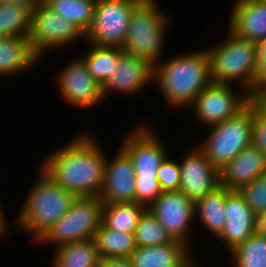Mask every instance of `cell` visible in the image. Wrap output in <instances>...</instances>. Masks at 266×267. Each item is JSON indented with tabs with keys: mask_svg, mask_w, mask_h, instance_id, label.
<instances>
[{
	"mask_svg": "<svg viewBox=\"0 0 266 267\" xmlns=\"http://www.w3.org/2000/svg\"><path fill=\"white\" fill-rule=\"evenodd\" d=\"M81 132V133H80ZM45 154L39 166L76 197L98 196L103 185L107 151L94 132L82 130ZM41 162V163H40Z\"/></svg>",
	"mask_w": 266,
	"mask_h": 267,
	"instance_id": "obj_1",
	"label": "cell"
},
{
	"mask_svg": "<svg viewBox=\"0 0 266 267\" xmlns=\"http://www.w3.org/2000/svg\"><path fill=\"white\" fill-rule=\"evenodd\" d=\"M211 83L210 58L203 47L181 50L170 58L163 57L154 66V85L173 112L188 109Z\"/></svg>",
	"mask_w": 266,
	"mask_h": 267,
	"instance_id": "obj_2",
	"label": "cell"
},
{
	"mask_svg": "<svg viewBox=\"0 0 266 267\" xmlns=\"http://www.w3.org/2000/svg\"><path fill=\"white\" fill-rule=\"evenodd\" d=\"M36 168V180L27 190L18 214L14 216V231L25 233L33 244L67 212L76 199L74 194L56 184L39 165Z\"/></svg>",
	"mask_w": 266,
	"mask_h": 267,
	"instance_id": "obj_3",
	"label": "cell"
},
{
	"mask_svg": "<svg viewBox=\"0 0 266 267\" xmlns=\"http://www.w3.org/2000/svg\"><path fill=\"white\" fill-rule=\"evenodd\" d=\"M226 36L214 46L206 47L210 58L212 83L241 86L253 97L257 95V47L226 28Z\"/></svg>",
	"mask_w": 266,
	"mask_h": 267,
	"instance_id": "obj_4",
	"label": "cell"
},
{
	"mask_svg": "<svg viewBox=\"0 0 266 267\" xmlns=\"http://www.w3.org/2000/svg\"><path fill=\"white\" fill-rule=\"evenodd\" d=\"M170 17L160 8L158 0H141L133 9L122 51L153 66L158 64L165 54Z\"/></svg>",
	"mask_w": 266,
	"mask_h": 267,
	"instance_id": "obj_5",
	"label": "cell"
},
{
	"mask_svg": "<svg viewBox=\"0 0 266 267\" xmlns=\"http://www.w3.org/2000/svg\"><path fill=\"white\" fill-rule=\"evenodd\" d=\"M252 121L253 100L235 116L207 127L208 135L196 146L219 170L252 144Z\"/></svg>",
	"mask_w": 266,
	"mask_h": 267,
	"instance_id": "obj_6",
	"label": "cell"
},
{
	"mask_svg": "<svg viewBox=\"0 0 266 267\" xmlns=\"http://www.w3.org/2000/svg\"><path fill=\"white\" fill-rule=\"evenodd\" d=\"M104 203L98 196L76 197L67 212L35 243L36 246L60 245L94 239L102 224Z\"/></svg>",
	"mask_w": 266,
	"mask_h": 267,
	"instance_id": "obj_7",
	"label": "cell"
},
{
	"mask_svg": "<svg viewBox=\"0 0 266 267\" xmlns=\"http://www.w3.org/2000/svg\"><path fill=\"white\" fill-rule=\"evenodd\" d=\"M28 40L42 59L47 53L85 42V34L73 23L58 15L44 2L31 10V31ZM52 51V52H51Z\"/></svg>",
	"mask_w": 266,
	"mask_h": 267,
	"instance_id": "obj_8",
	"label": "cell"
},
{
	"mask_svg": "<svg viewBox=\"0 0 266 267\" xmlns=\"http://www.w3.org/2000/svg\"><path fill=\"white\" fill-rule=\"evenodd\" d=\"M253 99L254 97L241 86L211 83L198 94L189 111H192L195 121L198 120V123L207 129L235 116Z\"/></svg>",
	"mask_w": 266,
	"mask_h": 267,
	"instance_id": "obj_9",
	"label": "cell"
},
{
	"mask_svg": "<svg viewBox=\"0 0 266 267\" xmlns=\"http://www.w3.org/2000/svg\"><path fill=\"white\" fill-rule=\"evenodd\" d=\"M141 0H99L85 33V43L119 47L125 43L134 7Z\"/></svg>",
	"mask_w": 266,
	"mask_h": 267,
	"instance_id": "obj_10",
	"label": "cell"
},
{
	"mask_svg": "<svg viewBox=\"0 0 266 267\" xmlns=\"http://www.w3.org/2000/svg\"><path fill=\"white\" fill-rule=\"evenodd\" d=\"M150 125L140 122L131 131L127 130L120 141L119 147L130 157L136 177L157 178L161 162L170 153L168 144Z\"/></svg>",
	"mask_w": 266,
	"mask_h": 267,
	"instance_id": "obj_11",
	"label": "cell"
},
{
	"mask_svg": "<svg viewBox=\"0 0 266 267\" xmlns=\"http://www.w3.org/2000/svg\"><path fill=\"white\" fill-rule=\"evenodd\" d=\"M67 63L54 78L60 97L67 105L82 110L101 106L105 102L102 86L89 73L83 59L78 55Z\"/></svg>",
	"mask_w": 266,
	"mask_h": 267,
	"instance_id": "obj_12",
	"label": "cell"
},
{
	"mask_svg": "<svg viewBox=\"0 0 266 267\" xmlns=\"http://www.w3.org/2000/svg\"><path fill=\"white\" fill-rule=\"evenodd\" d=\"M147 209L159 220L173 240L180 241L193 250L194 202L180 190L162 191Z\"/></svg>",
	"mask_w": 266,
	"mask_h": 267,
	"instance_id": "obj_13",
	"label": "cell"
},
{
	"mask_svg": "<svg viewBox=\"0 0 266 267\" xmlns=\"http://www.w3.org/2000/svg\"><path fill=\"white\" fill-rule=\"evenodd\" d=\"M154 85V66L144 59L123 54L118 61L116 71L102 86L104 100L109 96L125 95L139 98L149 85ZM141 93V94H140ZM137 95V96H136Z\"/></svg>",
	"mask_w": 266,
	"mask_h": 267,
	"instance_id": "obj_14",
	"label": "cell"
},
{
	"mask_svg": "<svg viewBox=\"0 0 266 267\" xmlns=\"http://www.w3.org/2000/svg\"><path fill=\"white\" fill-rule=\"evenodd\" d=\"M186 151L179 161L181 169L179 190L195 203L220 187L219 170L198 146H192Z\"/></svg>",
	"mask_w": 266,
	"mask_h": 267,
	"instance_id": "obj_15",
	"label": "cell"
},
{
	"mask_svg": "<svg viewBox=\"0 0 266 267\" xmlns=\"http://www.w3.org/2000/svg\"><path fill=\"white\" fill-rule=\"evenodd\" d=\"M226 222L223 231L216 238L229 254L248 237L259 230V219L247 205L239 191L225 188Z\"/></svg>",
	"mask_w": 266,
	"mask_h": 267,
	"instance_id": "obj_16",
	"label": "cell"
},
{
	"mask_svg": "<svg viewBox=\"0 0 266 267\" xmlns=\"http://www.w3.org/2000/svg\"><path fill=\"white\" fill-rule=\"evenodd\" d=\"M109 156L107 153L98 197L104 204L134 202L136 172L130 157L119 146L116 154Z\"/></svg>",
	"mask_w": 266,
	"mask_h": 267,
	"instance_id": "obj_17",
	"label": "cell"
},
{
	"mask_svg": "<svg viewBox=\"0 0 266 267\" xmlns=\"http://www.w3.org/2000/svg\"><path fill=\"white\" fill-rule=\"evenodd\" d=\"M265 173L266 156L250 144L219 169L220 186L229 191H239Z\"/></svg>",
	"mask_w": 266,
	"mask_h": 267,
	"instance_id": "obj_18",
	"label": "cell"
},
{
	"mask_svg": "<svg viewBox=\"0 0 266 267\" xmlns=\"http://www.w3.org/2000/svg\"><path fill=\"white\" fill-rule=\"evenodd\" d=\"M227 29L237 37L259 42L266 38V4L258 0H234Z\"/></svg>",
	"mask_w": 266,
	"mask_h": 267,
	"instance_id": "obj_19",
	"label": "cell"
},
{
	"mask_svg": "<svg viewBox=\"0 0 266 267\" xmlns=\"http://www.w3.org/2000/svg\"><path fill=\"white\" fill-rule=\"evenodd\" d=\"M191 248L180 241L157 246H137L129 259L133 267H188L195 260Z\"/></svg>",
	"mask_w": 266,
	"mask_h": 267,
	"instance_id": "obj_20",
	"label": "cell"
},
{
	"mask_svg": "<svg viewBox=\"0 0 266 267\" xmlns=\"http://www.w3.org/2000/svg\"><path fill=\"white\" fill-rule=\"evenodd\" d=\"M43 61L34 51L28 37L0 36V77L13 79L27 73ZM35 65V66H34Z\"/></svg>",
	"mask_w": 266,
	"mask_h": 267,
	"instance_id": "obj_21",
	"label": "cell"
},
{
	"mask_svg": "<svg viewBox=\"0 0 266 267\" xmlns=\"http://www.w3.org/2000/svg\"><path fill=\"white\" fill-rule=\"evenodd\" d=\"M195 223L200 221L201 230L205 229L208 235L217 238L224 229L225 215V188L218 187L194 203ZM198 220V221H197Z\"/></svg>",
	"mask_w": 266,
	"mask_h": 267,
	"instance_id": "obj_22",
	"label": "cell"
},
{
	"mask_svg": "<svg viewBox=\"0 0 266 267\" xmlns=\"http://www.w3.org/2000/svg\"><path fill=\"white\" fill-rule=\"evenodd\" d=\"M51 267H97L99 253L95 239L70 242L54 248Z\"/></svg>",
	"mask_w": 266,
	"mask_h": 267,
	"instance_id": "obj_23",
	"label": "cell"
},
{
	"mask_svg": "<svg viewBox=\"0 0 266 267\" xmlns=\"http://www.w3.org/2000/svg\"><path fill=\"white\" fill-rule=\"evenodd\" d=\"M87 50L79 56L86 64L89 73L103 86L116 71L119 58L124 54L122 48L108 46H94L83 42ZM87 51V52H86Z\"/></svg>",
	"mask_w": 266,
	"mask_h": 267,
	"instance_id": "obj_24",
	"label": "cell"
},
{
	"mask_svg": "<svg viewBox=\"0 0 266 267\" xmlns=\"http://www.w3.org/2000/svg\"><path fill=\"white\" fill-rule=\"evenodd\" d=\"M146 209L136 201L104 204L102 224L115 231L135 234L139 218Z\"/></svg>",
	"mask_w": 266,
	"mask_h": 267,
	"instance_id": "obj_25",
	"label": "cell"
},
{
	"mask_svg": "<svg viewBox=\"0 0 266 267\" xmlns=\"http://www.w3.org/2000/svg\"><path fill=\"white\" fill-rule=\"evenodd\" d=\"M99 257L129 258L136 249L135 234L115 231L103 224L95 235Z\"/></svg>",
	"mask_w": 266,
	"mask_h": 267,
	"instance_id": "obj_26",
	"label": "cell"
},
{
	"mask_svg": "<svg viewBox=\"0 0 266 267\" xmlns=\"http://www.w3.org/2000/svg\"><path fill=\"white\" fill-rule=\"evenodd\" d=\"M228 255L230 267H266V233L258 230Z\"/></svg>",
	"mask_w": 266,
	"mask_h": 267,
	"instance_id": "obj_27",
	"label": "cell"
},
{
	"mask_svg": "<svg viewBox=\"0 0 266 267\" xmlns=\"http://www.w3.org/2000/svg\"><path fill=\"white\" fill-rule=\"evenodd\" d=\"M44 3L84 34L91 25L96 6L94 0H44Z\"/></svg>",
	"mask_w": 266,
	"mask_h": 267,
	"instance_id": "obj_28",
	"label": "cell"
},
{
	"mask_svg": "<svg viewBox=\"0 0 266 267\" xmlns=\"http://www.w3.org/2000/svg\"><path fill=\"white\" fill-rule=\"evenodd\" d=\"M31 8L0 2V36L29 37Z\"/></svg>",
	"mask_w": 266,
	"mask_h": 267,
	"instance_id": "obj_29",
	"label": "cell"
},
{
	"mask_svg": "<svg viewBox=\"0 0 266 267\" xmlns=\"http://www.w3.org/2000/svg\"><path fill=\"white\" fill-rule=\"evenodd\" d=\"M174 240L161 225L159 220L146 209L139 218L136 231V246H157L165 245Z\"/></svg>",
	"mask_w": 266,
	"mask_h": 267,
	"instance_id": "obj_30",
	"label": "cell"
},
{
	"mask_svg": "<svg viewBox=\"0 0 266 267\" xmlns=\"http://www.w3.org/2000/svg\"><path fill=\"white\" fill-rule=\"evenodd\" d=\"M239 192L258 218L266 212V173L243 186Z\"/></svg>",
	"mask_w": 266,
	"mask_h": 267,
	"instance_id": "obj_31",
	"label": "cell"
},
{
	"mask_svg": "<svg viewBox=\"0 0 266 267\" xmlns=\"http://www.w3.org/2000/svg\"><path fill=\"white\" fill-rule=\"evenodd\" d=\"M169 153L161 162L157 179L162 191L179 190L181 182V169L178 162Z\"/></svg>",
	"mask_w": 266,
	"mask_h": 267,
	"instance_id": "obj_32",
	"label": "cell"
},
{
	"mask_svg": "<svg viewBox=\"0 0 266 267\" xmlns=\"http://www.w3.org/2000/svg\"><path fill=\"white\" fill-rule=\"evenodd\" d=\"M162 193L157 178L135 177V201L148 208Z\"/></svg>",
	"mask_w": 266,
	"mask_h": 267,
	"instance_id": "obj_33",
	"label": "cell"
},
{
	"mask_svg": "<svg viewBox=\"0 0 266 267\" xmlns=\"http://www.w3.org/2000/svg\"><path fill=\"white\" fill-rule=\"evenodd\" d=\"M252 144L266 156V111L253 99Z\"/></svg>",
	"mask_w": 266,
	"mask_h": 267,
	"instance_id": "obj_34",
	"label": "cell"
},
{
	"mask_svg": "<svg viewBox=\"0 0 266 267\" xmlns=\"http://www.w3.org/2000/svg\"><path fill=\"white\" fill-rule=\"evenodd\" d=\"M257 47V94L266 90V38L256 43Z\"/></svg>",
	"mask_w": 266,
	"mask_h": 267,
	"instance_id": "obj_35",
	"label": "cell"
},
{
	"mask_svg": "<svg viewBox=\"0 0 266 267\" xmlns=\"http://www.w3.org/2000/svg\"><path fill=\"white\" fill-rule=\"evenodd\" d=\"M97 267H133L129 258L100 257Z\"/></svg>",
	"mask_w": 266,
	"mask_h": 267,
	"instance_id": "obj_36",
	"label": "cell"
},
{
	"mask_svg": "<svg viewBox=\"0 0 266 267\" xmlns=\"http://www.w3.org/2000/svg\"><path fill=\"white\" fill-rule=\"evenodd\" d=\"M3 208H4V206L2 205L1 198H0V237L1 238L5 237L7 235L6 233H9V232L12 231V230H9V228H11V226L13 227V229H15L14 219H13V221H11V222L9 221L8 222L7 219H6L7 217L4 216L5 215V212H4L5 210ZM10 224H12V225H10Z\"/></svg>",
	"mask_w": 266,
	"mask_h": 267,
	"instance_id": "obj_37",
	"label": "cell"
},
{
	"mask_svg": "<svg viewBox=\"0 0 266 267\" xmlns=\"http://www.w3.org/2000/svg\"><path fill=\"white\" fill-rule=\"evenodd\" d=\"M1 3L18 4L22 6H28L31 9L44 2V0H0Z\"/></svg>",
	"mask_w": 266,
	"mask_h": 267,
	"instance_id": "obj_38",
	"label": "cell"
},
{
	"mask_svg": "<svg viewBox=\"0 0 266 267\" xmlns=\"http://www.w3.org/2000/svg\"><path fill=\"white\" fill-rule=\"evenodd\" d=\"M254 99L266 111V90H262Z\"/></svg>",
	"mask_w": 266,
	"mask_h": 267,
	"instance_id": "obj_39",
	"label": "cell"
},
{
	"mask_svg": "<svg viewBox=\"0 0 266 267\" xmlns=\"http://www.w3.org/2000/svg\"><path fill=\"white\" fill-rule=\"evenodd\" d=\"M259 230L266 233V212L259 218Z\"/></svg>",
	"mask_w": 266,
	"mask_h": 267,
	"instance_id": "obj_40",
	"label": "cell"
},
{
	"mask_svg": "<svg viewBox=\"0 0 266 267\" xmlns=\"http://www.w3.org/2000/svg\"><path fill=\"white\" fill-rule=\"evenodd\" d=\"M188 267H202V266L200 265V263L198 264L196 262V259H195V261L190 266H188Z\"/></svg>",
	"mask_w": 266,
	"mask_h": 267,
	"instance_id": "obj_41",
	"label": "cell"
},
{
	"mask_svg": "<svg viewBox=\"0 0 266 267\" xmlns=\"http://www.w3.org/2000/svg\"><path fill=\"white\" fill-rule=\"evenodd\" d=\"M258 1L266 4V0H258Z\"/></svg>",
	"mask_w": 266,
	"mask_h": 267,
	"instance_id": "obj_42",
	"label": "cell"
}]
</instances>
